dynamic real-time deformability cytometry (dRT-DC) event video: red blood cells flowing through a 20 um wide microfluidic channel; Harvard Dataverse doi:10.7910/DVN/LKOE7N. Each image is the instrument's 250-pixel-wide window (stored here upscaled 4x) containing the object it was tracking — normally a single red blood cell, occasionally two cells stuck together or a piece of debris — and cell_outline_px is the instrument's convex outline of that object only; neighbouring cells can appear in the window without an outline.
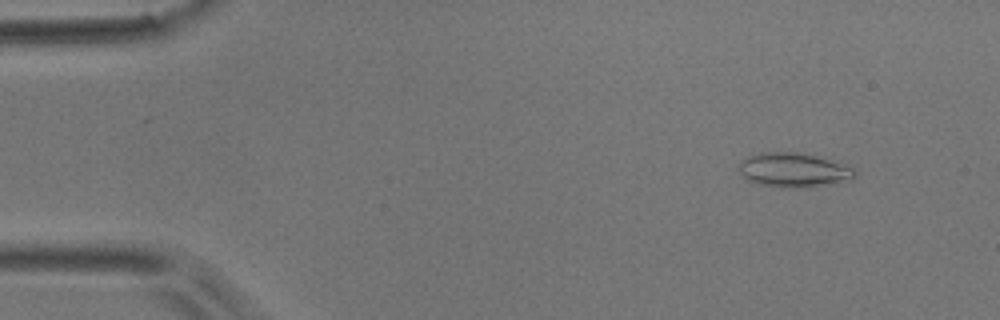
{"species": "common noctule bat (a hibernating species)", "species_latin": "Nyctalus noctula", "temperature_condition": "room temperature", "stored_images_in_passage": 6, "camera_frame_rate_fps": 3000, "um_per_image_px": 0.085, "animal": {"sex": "male", "body_mass_g": 17.9}, "frame": {"image": 1, "passage_image": 2, "time_ms": 1.333, "image_size_px": [1000, 320], "cell_outline_px": [[860, 172], [852, 180], [808, 188], [780, 188], [760, 184], [748, 180], [740, 172], [740, 160], [748, 156], [764, 152], [804, 152], [856, 168]], "centroid_in_image_um": [67.53, 14.46], "position_along_channel_um": 17.5, "area_um2": 23.64}}
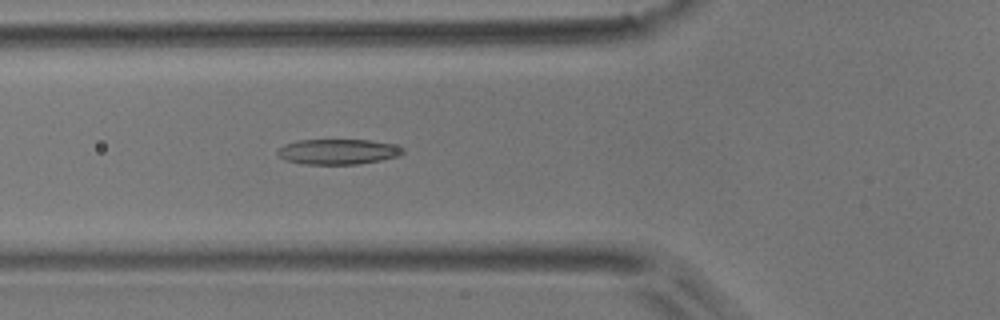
{"frame": {"image": 2, "passage_image": 6, "time_ms": 6.0, "image_size_px": [1000, 320], "cell_outline_px": [[404, 152], [400, 156], [380, 160], [356, 164], [304, 164], [288, 160], [280, 156], [276, 152], [284, 144], [300, 140], [368, 140], [392, 144], [404, 148]], "centroid_in_image_um": [28.76, 12.89], "position_along_channel_um": 97.0, "area_um2": 18.26}}